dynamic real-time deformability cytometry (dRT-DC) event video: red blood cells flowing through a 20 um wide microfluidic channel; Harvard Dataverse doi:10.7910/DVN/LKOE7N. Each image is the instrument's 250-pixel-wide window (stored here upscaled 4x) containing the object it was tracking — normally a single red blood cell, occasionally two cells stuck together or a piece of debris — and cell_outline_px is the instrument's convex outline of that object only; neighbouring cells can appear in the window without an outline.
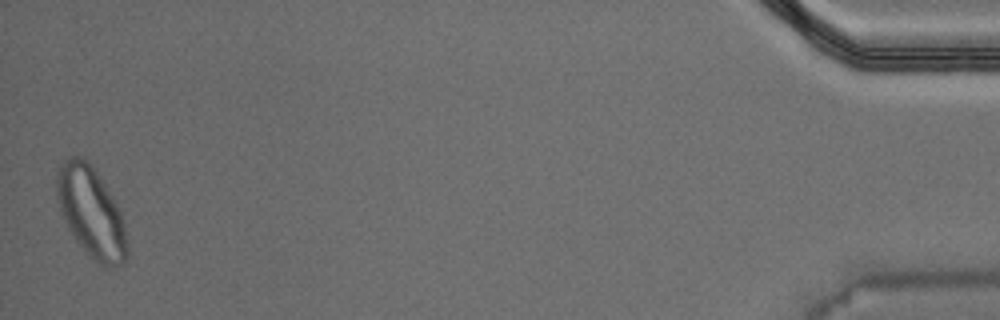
{"species": "Egyptian fruit bat (a non-hibernating species)", "species_latin": "Rousettus aegyptiacus", "temperature_condition": "warm", "stored_images_in_passage": 40, "segment_of_instrument_passage": [2, 2], "camera_frame_rate_fps": 3000, "um_per_image_px": 0.085, "animal": {"sex": "male"}, "frame": {"image": 1, "passage_image": 40, "time_ms": 13.0, "image_size_px": [1000, 320], "cell_outline_px": [[128, 252], [124, 264], [112, 268], [104, 268], [84, 252], [68, 228], [60, 212], [56, 196], [56, 172], [60, 164], [68, 156], [80, 156], [88, 160], [92, 164], [112, 196], [120, 212], [124, 224], [128, 248]], "centroid_in_image_um": [7.73, 18.05], "position_along_channel_um": 427.5, "area_um2": 37.57}}